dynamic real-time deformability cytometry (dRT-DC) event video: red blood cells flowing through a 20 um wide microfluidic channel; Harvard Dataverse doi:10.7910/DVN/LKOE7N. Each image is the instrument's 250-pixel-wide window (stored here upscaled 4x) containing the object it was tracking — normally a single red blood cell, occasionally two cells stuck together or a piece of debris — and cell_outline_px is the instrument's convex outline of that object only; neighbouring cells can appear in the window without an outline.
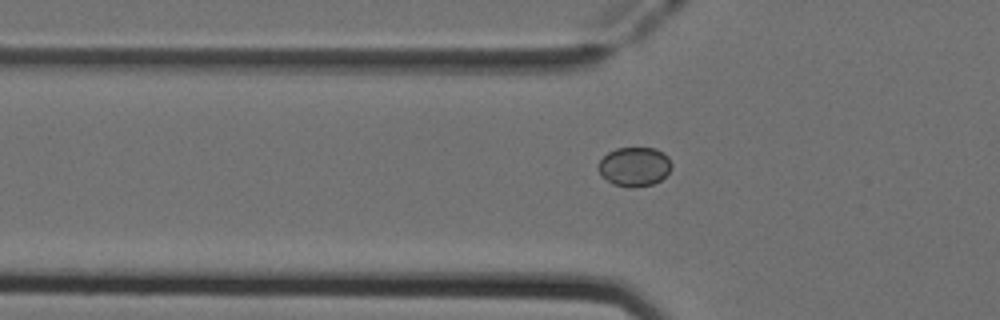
{"species": "Egyptian fruit bat (a non-hibernating species)", "species_latin": "Rousettus aegyptiacus", "temperature_condition": "cold", "stored_images_in_passage": 41, "camera_frame_rate_fps": 3000, "um_per_image_px": 0.085, "animal": {"sex": "female"}, "frame": {"image": 1, "passage_image": 7, "time_ms": 2.0, "image_size_px": [1000, 320], "cell_outline_px": [[672, 168], [660, 180], [652, 184], [612, 184], [600, 176], [596, 168], [600, 160], [608, 152], [616, 148], [656, 148], [664, 152], [668, 156], [672, 164]], "centroid_in_image_um": [53.91, 14.11], "position_along_channel_um": 71.9, "area_um2": 16.42}}
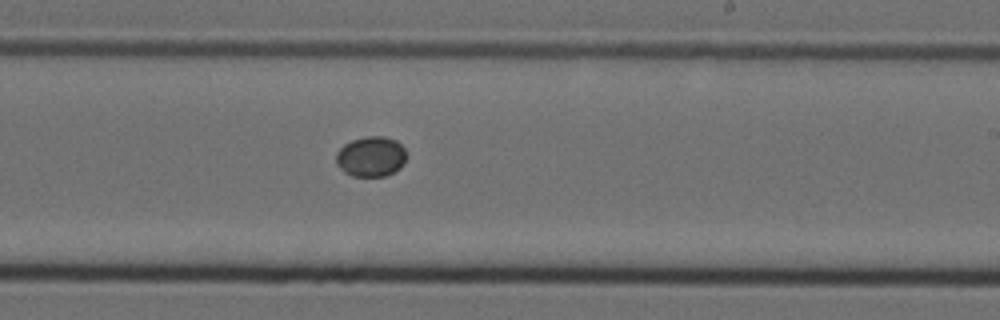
{"frame": {"image": 2, "passage_image": 21, "time_ms": 6.667, "image_size_px": [1000, 320], "cell_outline_px": [[404, 164], [400, 168], [384, 176], [352, 176], [344, 172], [336, 164], [336, 152], [344, 144], [352, 140], [368, 136], [384, 136], [396, 140], [404, 148]], "centroid_in_image_um": [31.5, 13.3], "position_along_channel_um": 257.5, "area_um2": 16.42}}
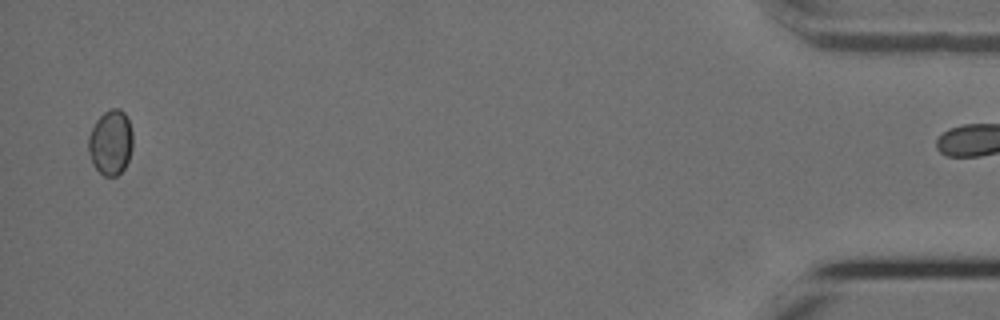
{"frame": {"image": 3, "passage_image": 40, "time_ms": 13.0, "image_size_px": [1000, 320], "cell_outline_px": [[132, 148], [128, 160], [124, 168], [116, 176], [104, 176], [92, 164], [88, 152], [88, 136], [96, 120], [104, 112], [112, 108], [120, 108], [124, 112], [128, 120], [132, 132]], "centroid_in_image_um": [9.39, 12.1], "position_along_channel_um": 425.8, "area_um2": 16.82}}